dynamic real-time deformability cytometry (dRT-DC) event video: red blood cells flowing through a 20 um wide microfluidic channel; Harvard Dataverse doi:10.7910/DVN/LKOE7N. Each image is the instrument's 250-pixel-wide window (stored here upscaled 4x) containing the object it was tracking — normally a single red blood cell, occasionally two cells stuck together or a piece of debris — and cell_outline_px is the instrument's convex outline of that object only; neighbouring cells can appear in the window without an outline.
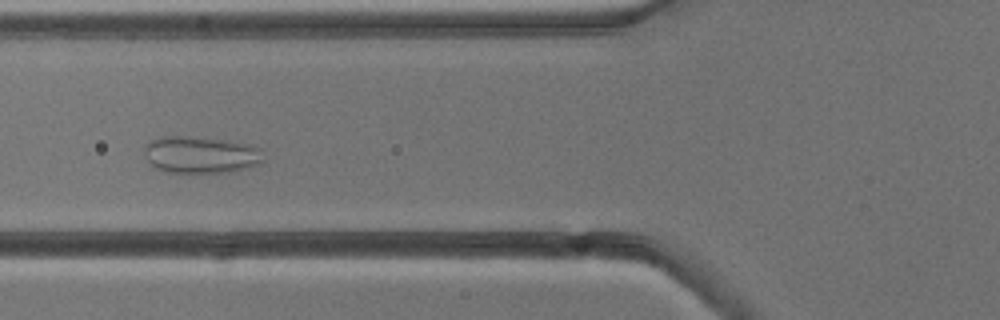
{"species": "common noctule bat (a hibernating species)", "species_latin": "Nyctalus noctula", "temperature_condition": "cold", "stored_images_in_passage": 5, "camera_frame_rate_fps": 3000, "um_per_image_px": 0.085, "animal": {"sex": "male", "body_mass_g": 13.3}, "frame": {"image": 1, "passage_image": 5, "time_ms": 4.667, "image_size_px": [1000, 320], "cell_outline_px": [[264, 160], [260, 164], [248, 168], [232, 172], [164, 172], [152, 168], [144, 156], [144, 148], [148, 140], [160, 136], [188, 136], [228, 140], [252, 144], [260, 148]], "centroid_in_image_um": [17.04, 13.15], "position_along_channel_um": 108.8, "area_um2": 26.3}}